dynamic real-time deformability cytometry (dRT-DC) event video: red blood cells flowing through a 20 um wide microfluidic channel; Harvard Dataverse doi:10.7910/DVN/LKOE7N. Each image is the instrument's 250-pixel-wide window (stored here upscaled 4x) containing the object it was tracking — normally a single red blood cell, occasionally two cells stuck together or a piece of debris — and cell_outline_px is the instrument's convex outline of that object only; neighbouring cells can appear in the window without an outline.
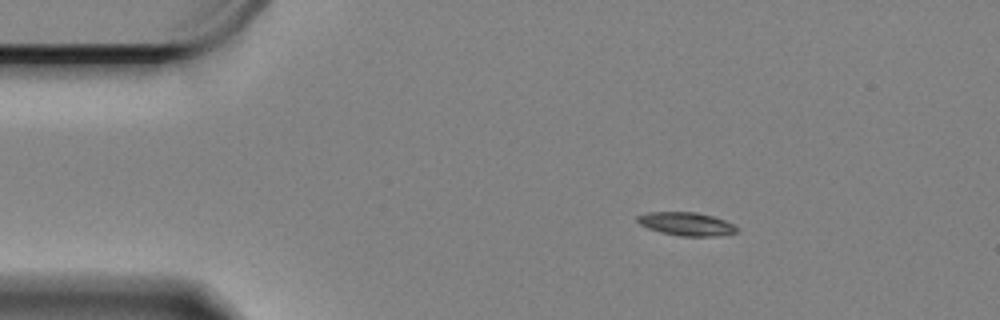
{"species": "Egyptian fruit bat (a non-hibernating species)", "species_latin": "Rousettus aegyptiacus", "temperature_condition": "cold", "stored_images_in_passage": 52, "camera_frame_rate_fps": 3000, "um_per_image_px": 0.085, "animal": {"sex": "female"}, "frame": {"image": 1, "passage_image": 1, "time_ms": 0.0, "image_size_px": [1000, 320], "cell_outline_px": [[736, 232], [712, 236], [680, 236], [660, 232], [648, 228], [640, 224], [636, 220], [636, 216], [648, 212], [696, 212], [712, 216], [724, 220], [732, 224], [736, 228]], "centroid_in_image_um": [58.27, 19.02], "position_along_channel_um": 26.7, "area_um2": 13.29}}
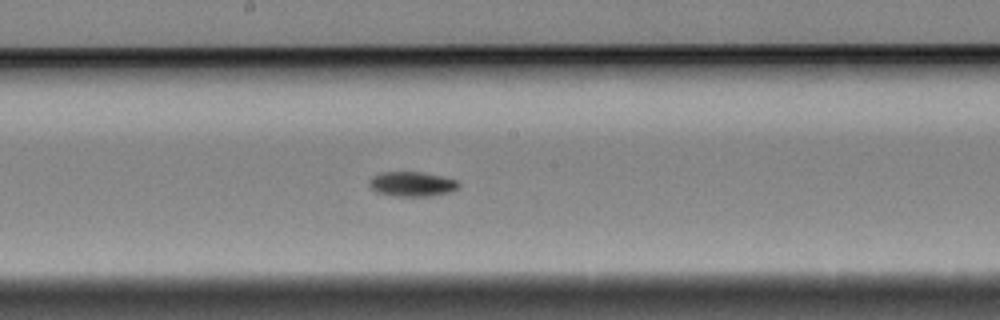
{"frame": {"image": 2, "passage_image": 23, "time_ms": 7.333, "image_size_px": [1000, 320], "cell_outline_px": [[460, 184], [456, 188], [448, 192], [432, 196], [392, 196], [376, 192], [368, 184], [368, 180], [372, 176], [380, 172], [424, 172], [456, 180]], "centroid_in_image_um": [34.96, 15.64], "position_along_channel_um": 213.2, "area_um2": 12.89}}
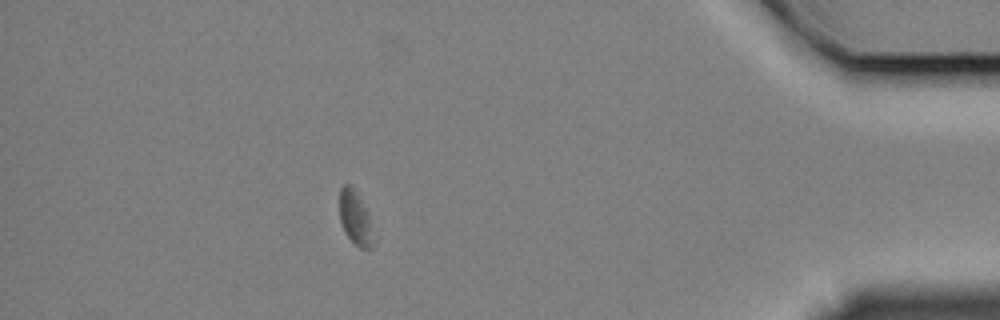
{"frame": {"image": 3, "passage_image": 45, "time_ms": 14.667, "image_size_px": [1000, 320], "cell_outline_px": [[376, 244], [372, 248], [360, 248], [344, 232], [340, 220], [340, 188], [344, 184], [352, 184], [368, 212], [376, 240]], "centroid_in_image_um": [30.24, 18.54], "position_along_channel_um": 405.0, "area_um2": 10.92}, "authors_computed_cell_mechanics": {"area_um2": 12.716, "velocity_mm_per_s": 3.2703, "shape_relaxation_time_tau1_ms": 3.1634, "shape_relaxation_time_tau2_ms": null, "deformation_change_tau1": 0.1394, "deformation_change_tau2": null}}